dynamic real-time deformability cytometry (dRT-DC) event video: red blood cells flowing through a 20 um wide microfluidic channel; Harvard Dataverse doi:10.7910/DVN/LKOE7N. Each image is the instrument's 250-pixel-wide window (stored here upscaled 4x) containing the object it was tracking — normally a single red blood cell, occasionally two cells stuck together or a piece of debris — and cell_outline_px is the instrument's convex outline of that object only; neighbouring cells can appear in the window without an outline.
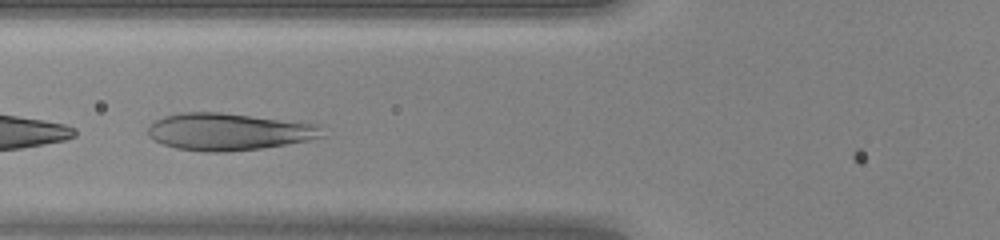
{"species": "human", "species_latin": "Homo sapiens", "temperature_condition": "warm", "stored_images_in_passage": 40, "camera_frame_rate_fps": 3000, "um_per_image_px": 0.085, "donor": {"sex": "female"}, "frame": {"image": 1, "passage_image": 11, "time_ms": 3.333, "image_size_px": [1000, 240], "cell_outline_px": [[324, 136], [308, 140], [260, 148], [228, 152], [208, 152], [176, 148], [152, 140], [148, 136], [148, 124], [152, 120], [164, 116], [180, 112], [220, 112], [308, 120], [320, 124]], "centroid_in_image_um": [19.49, 11.16], "position_along_channel_um": 106.3, "area_um2": 38.78}}
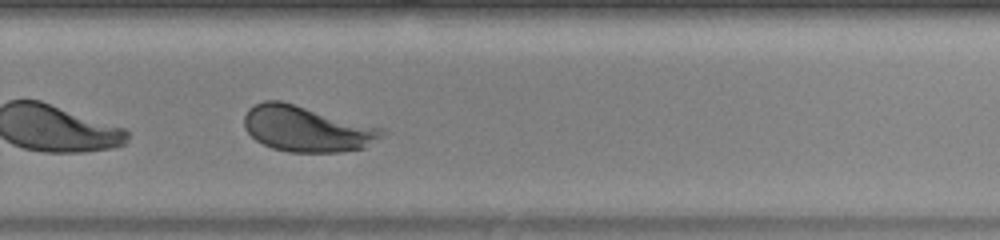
{"frame": {"image": 2, "passage_image": 25, "time_ms": 8.0, "image_size_px": [1000, 240], "cell_outline_px": [[388, 132], [384, 136], [364, 148], [340, 152], [288, 152], [272, 148], [256, 140], [244, 128], [244, 116], [248, 108], [264, 100], [280, 100], [384, 128]], "centroid_in_image_um": [26.09, 10.95], "position_along_channel_um": 303.7, "area_um2": 36.88}, "authors_computed_cell_mechanics": {"area_um2": 36.3851, "velocity_mm_per_s": 4.2305, "shape_relaxation_time_tau1_ms": 2.606, "shape_relaxation_time_tau2_ms": null, "deformation_change_tau1": 0.1647, "deformation_change_tau2": null}}